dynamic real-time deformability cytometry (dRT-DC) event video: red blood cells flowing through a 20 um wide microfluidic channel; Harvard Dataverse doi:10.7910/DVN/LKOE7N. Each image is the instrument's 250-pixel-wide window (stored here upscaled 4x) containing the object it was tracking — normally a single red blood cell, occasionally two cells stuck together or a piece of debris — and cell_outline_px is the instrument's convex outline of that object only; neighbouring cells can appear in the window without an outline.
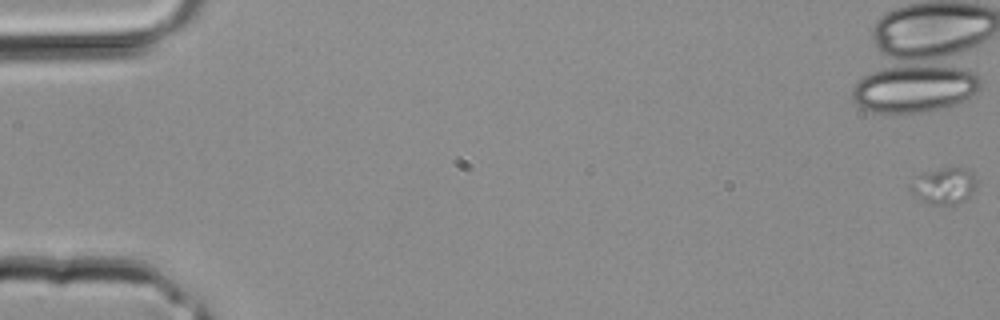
{"species": "common noctule bat (a hibernating species)", "species_latin": "Nyctalus noctula", "temperature_condition": "room temperature", "stored_images_in_passage": 2, "camera_frame_rate_fps": 3000, "um_per_image_px": 0.085, "animal": {"sex": "male", "body_mass_g": 20.4}, "frame": {"image": 1, "passage_image": 2, "time_ms": 0.333, "image_size_px": [1000, 320], "cell_outline_px": [[976, 188], [968, 196], [956, 204], [928, 204], [912, 196], [908, 188], [908, 184], [912, 176], [924, 172], [944, 168], [960, 168], [972, 172], [976, 180]], "centroid_in_image_um": [80.12, 15.8], "position_along_channel_um": 4.9, "area_um2": 14.28}}